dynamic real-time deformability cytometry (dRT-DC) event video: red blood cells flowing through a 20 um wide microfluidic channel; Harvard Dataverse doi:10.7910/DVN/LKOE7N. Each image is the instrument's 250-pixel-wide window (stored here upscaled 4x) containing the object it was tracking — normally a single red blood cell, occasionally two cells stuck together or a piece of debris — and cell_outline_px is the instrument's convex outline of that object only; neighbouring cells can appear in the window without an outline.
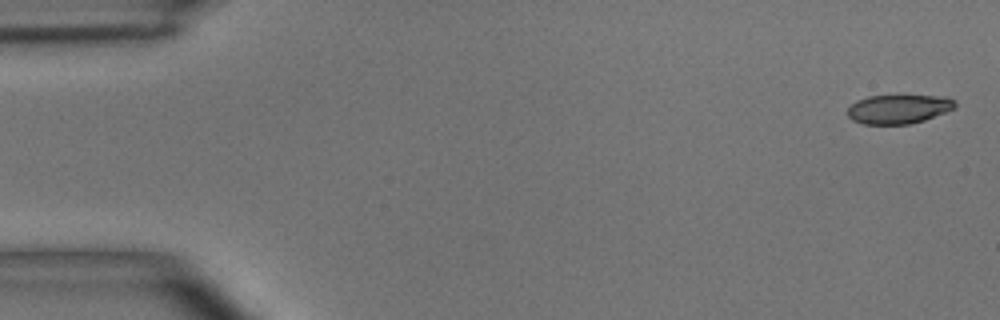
{"species": "common noctule bat (a hibernating species)", "species_latin": "Nyctalus noctula", "temperature_condition": "room temperature", "stored_images_in_passage": 6, "segment_of_instrument_passage": [2, 2], "camera_frame_rate_fps": 3000, "um_per_image_px": 0.085, "animal": {"sex": "male", "body_mass_g": 15.6}, "frame": {"image": 1, "passage_image": 6, "time_ms": 6.0, "image_size_px": [1000, 320], "cell_outline_px": [[956, 108], [924, 120], [908, 124], [864, 124], [852, 120], [848, 116], [848, 108], [856, 100], [868, 96], [948, 96], [956, 100]], "centroid_in_image_um": [76.4, 9.26], "position_along_channel_um": 8.6, "area_um2": 18.21}}